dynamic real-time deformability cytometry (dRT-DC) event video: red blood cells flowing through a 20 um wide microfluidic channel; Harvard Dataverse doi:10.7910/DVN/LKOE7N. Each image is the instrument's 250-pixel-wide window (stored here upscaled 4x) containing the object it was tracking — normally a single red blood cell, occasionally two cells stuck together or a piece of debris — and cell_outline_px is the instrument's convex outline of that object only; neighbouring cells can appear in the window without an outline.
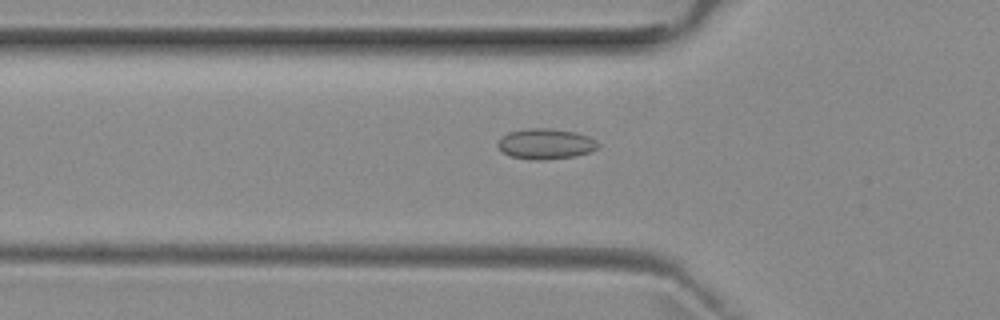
{"species": "common noctule bat (a hibernating species)", "species_latin": "Nyctalus noctula", "temperature_condition": "room temperature", "stored_images_in_passage": 35, "camera_frame_rate_fps": 3000, "um_per_image_px": 0.085, "animal": {"sex": "female", "body_mass_g": 29.2, "forearm_length_mm": 56.3}, "frame": {"image": 1, "passage_image": 9, "time_ms": 2.667, "image_size_px": [1000, 320], "cell_outline_px": [[600, 144], [592, 152], [576, 156], [544, 160], [528, 160], [512, 156], [504, 152], [496, 144], [508, 132], [528, 128], [548, 128], [576, 132], [588, 136], [596, 140]], "centroid_in_image_um": [46.42, 12.23], "position_along_channel_um": 79.4, "area_um2": 17.86}}
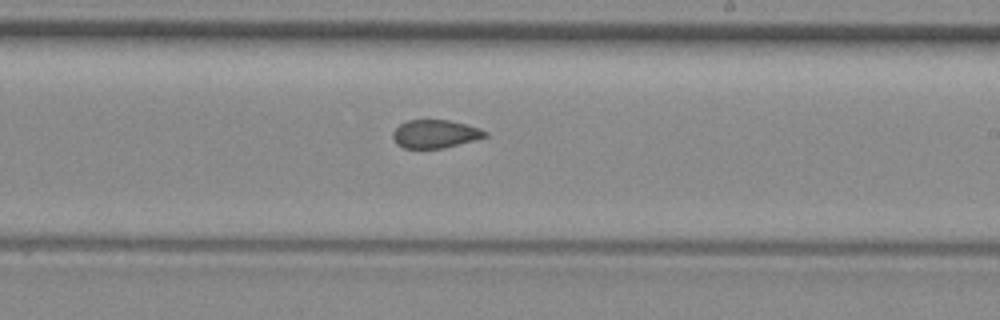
{"frame": {"image": 2, "passage_image": 22, "time_ms": 7.0, "image_size_px": [1000, 320], "cell_outline_px": [[488, 136], [444, 148], [404, 148], [396, 144], [392, 136], [392, 132], [400, 124], [408, 120], [448, 120], [468, 124], [480, 128], [488, 132]], "centroid_in_image_um": [36.99, 11.38], "position_along_channel_um": 252.0, "area_um2": 15.2}}
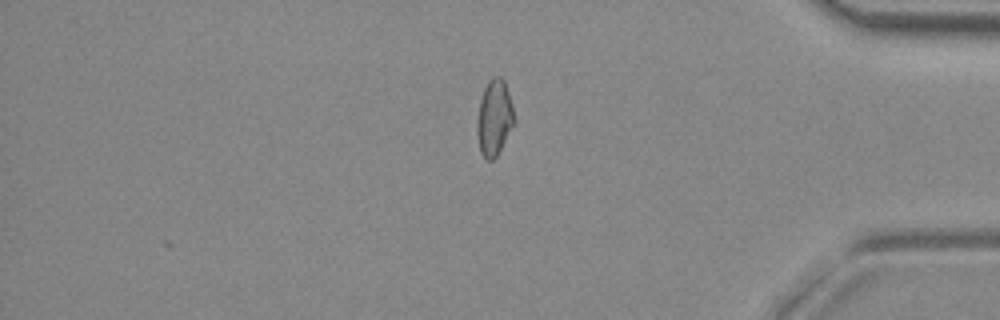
{"frame": {"image": 3, "passage_image": 35, "time_ms": 11.333, "image_size_px": [1000, 320], "cell_outline_px": [[516, 120], [496, 156], [492, 160], [488, 160], [480, 152], [476, 132], [476, 120], [480, 100], [484, 88], [488, 80], [492, 76], [500, 76], [504, 80], [512, 104]], "centroid_in_image_um": [42.0, 9.98], "position_along_channel_um": 393.2, "area_um2": 16.47}, "authors_computed_cell_mechanics": {"area_um2": 16.1262, "velocity_mm_per_s": 3.971, "shape_relaxation_time_tau1_ms": null, "shape_relaxation_time_tau2_ms": 1.2007, "deformation_change_tau1": null, "deformation_change_tau2": 0.0636}}